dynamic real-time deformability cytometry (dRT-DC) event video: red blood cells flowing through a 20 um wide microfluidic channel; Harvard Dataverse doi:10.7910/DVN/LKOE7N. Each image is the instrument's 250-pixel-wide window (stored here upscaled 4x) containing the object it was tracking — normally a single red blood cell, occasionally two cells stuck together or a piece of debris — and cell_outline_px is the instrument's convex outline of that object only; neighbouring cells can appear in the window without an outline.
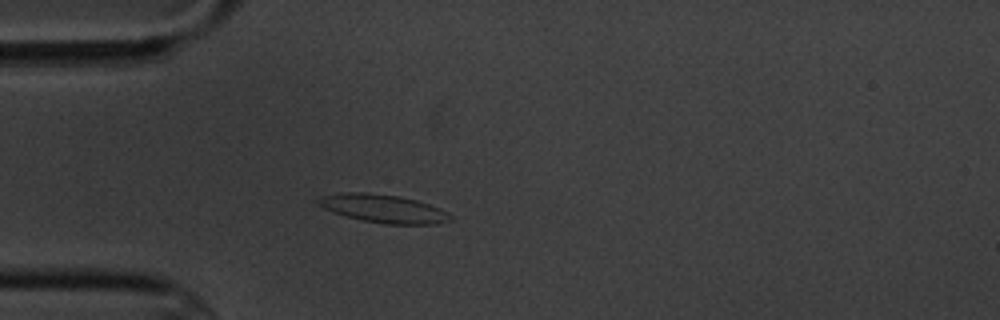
{"species": "common noctule bat (a hibernating species)", "species_latin": "Nyctalus noctula", "temperature_condition": "cold", "stored_images_in_passage": 2, "camera_frame_rate_fps": 3000, "um_per_image_px": 0.085, "animal": {"sex": "male", "body_mass_g": 20.1, "forearm_length_mm": 53.5}, "frame": {"image": 1, "passage_image": 1, "time_ms": 0.0, "image_size_px": [1000, 320], "cell_outline_px": [[452, 220], [436, 224], [384, 224], [364, 220], [348, 216], [324, 208], [316, 200], [320, 196], [340, 192], [364, 192], [400, 196], [416, 200], [440, 208], [452, 216]], "centroid_in_image_um": [32.61, 17.72], "position_along_channel_um": 52.4, "area_um2": 21.5}}